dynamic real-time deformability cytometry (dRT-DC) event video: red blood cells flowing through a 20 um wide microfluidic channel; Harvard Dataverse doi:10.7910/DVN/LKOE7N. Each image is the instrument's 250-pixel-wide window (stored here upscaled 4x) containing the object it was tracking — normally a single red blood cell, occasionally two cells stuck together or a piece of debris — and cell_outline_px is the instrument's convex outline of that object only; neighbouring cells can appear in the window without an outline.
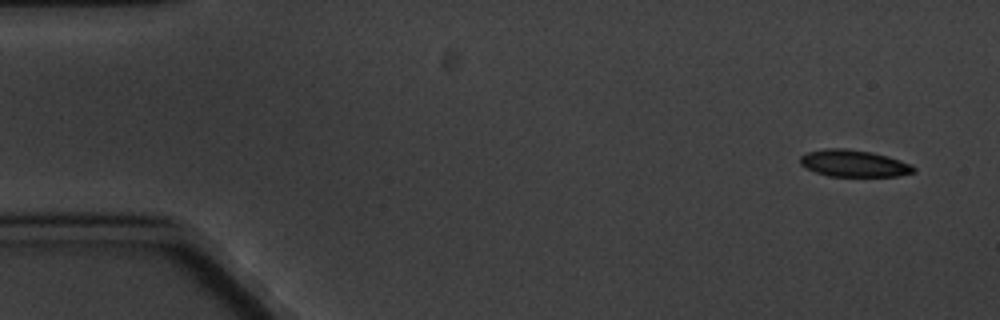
{"species": "common noctule bat (a hibernating species)", "species_latin": "Nyctalus noctula", "temperature_condition": "cold", "stored_images_in_passage": 5, "camera_frame_rate_fps": 3000, "um_per_image_px": 0.085, "animal": {"sex": "male", "body_mass_g": 20.1, "forearm_length_mm": 53.5}, "frame": {"image": 1, "passage_image": 1, "time_ms": 0.0, "image_size_px": [1000, 320], "cell_outline_px": [[916, 172], [896, 176], [828, 176], [816, 172], [800, 164], [800, 156], [808, 152], [824, 148], [844, 148], [872, 152], [888, 156], [908, 164], [916, 168]], "centroid_in_image_um": [72.56, 13.88], "position_along_channel_um": 12.4, "area_um2": 17.63}}
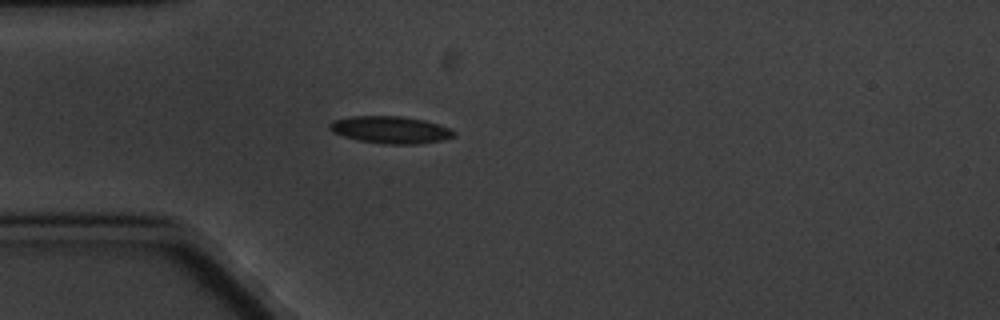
{"frame": {"image": 2, "passage_image": 5, "time_ms": 4.333, "image_size_px": [1000, 320], "cell_outline_px": [[456, 136], [440, 140], [416, 144], [384, 144], [360, 140], [344, 136], [332, 132], [328, 128], [328, 124], [332, 120], [352, 116], [400, 116], [424, 120], [448, 128], [456, 132]], "centroid_in_image_um": [33.15, 11.03], "position_along_channel_um": 51.8, "area_um2": 19.54}}